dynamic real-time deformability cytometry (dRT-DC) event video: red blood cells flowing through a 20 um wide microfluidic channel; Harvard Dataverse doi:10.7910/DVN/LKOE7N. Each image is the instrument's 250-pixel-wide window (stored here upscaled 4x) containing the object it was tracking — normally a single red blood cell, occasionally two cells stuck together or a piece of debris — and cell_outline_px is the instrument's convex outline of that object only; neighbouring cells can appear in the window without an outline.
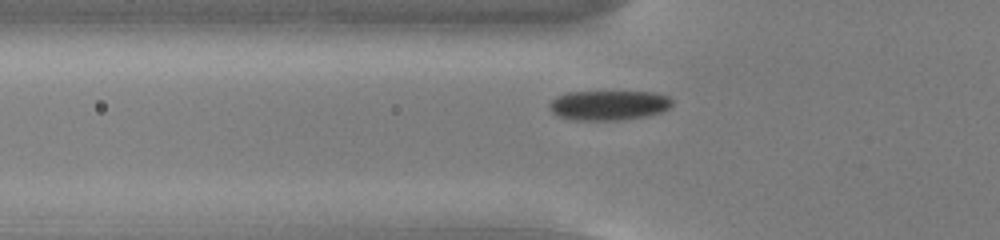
{"species": "common noctule bat (a hibernating species)", "species_latin": "Nyctalus noctula", "temperature_condition": "cold", "stored_images_in_passage": 49, "camera_frame_rate_fps": 3000, "um_per_image_px": 0.085, "animal": {"sex": "male", "body_mass_g": 13.0, "forearm_length_mm": 53.1}, "frame": {"image": 1, "passage_image": 13, "time_ms": 4.0, "image_size_px": [1000, 240], "cell_outline_px": [[672, 104], [668, 108], [660, 112], [648, 116], [624, 120], [572, 120], [560, 116], [552, 112], [548, 108], [548, 104], [556, 96], [568, 92], [652, 92], [668, 96], [672, 100]], "centroid_in_image_um": [51.72, 8.95], "position_along_channel_um": 74.1, "area_um2": 21.39}}
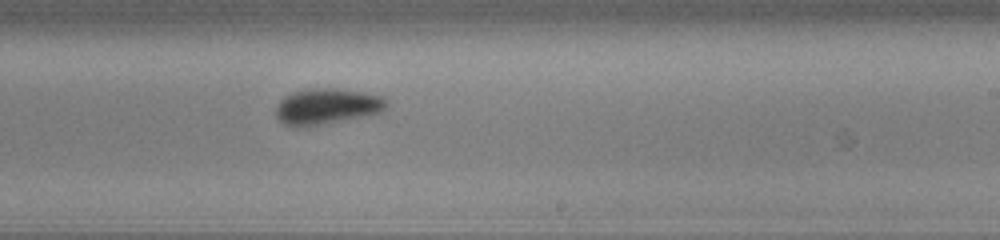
{"frame": {"image": 2, "passage_image": 28, "time_ms": 9.0, "image_size_px": [1000, 240], "cell_outline_px": [[388, 104], [380, 112], [304, 128], [296, 128], [284, 124], [276, 116], [276, 104], [284, 96], [292, 92], [308, 88], [336, 88], [360, 92], [380, 96], [388, 100]], "centroid_in_image_um": [27.71, 9.04], "position_along_channel_um": 261.3, "area_um2": 23.12}}
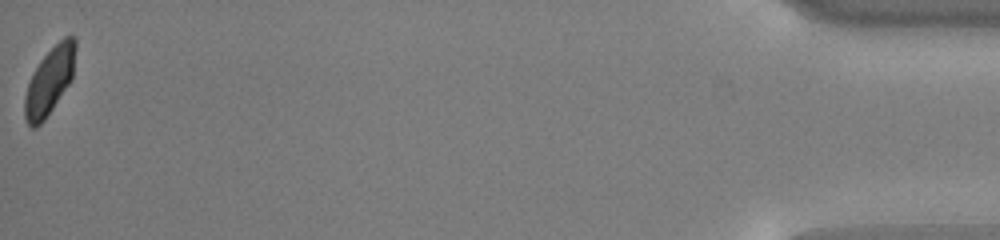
{"frame": {"image": 3, "passage_image": 49, "time_ms": 16.0, "image_size_px": [1000, 240], "cell_outline_px": [[76, 48], [72, 80], [44, 120], [36, 128], [32, 128], [24, 120], [24, 96], [32, 72], [40, 60], [64, 36], [76, 36]], "centroid_in_image_um": [4.2, 6.88], "position_along_channel_um": 431.0, "area_um2": 20.0}, "authors_computed_cell_mechanics": {"area_um2": 21.3282, "velocity_mm_per_s": 3.7547, "shape_relaxation_time_tau1_ms": 1.9519, "shape_relaxation_time_tau2_ms": null, "deformation_change_tau1": 0.0878, "deformation_change_tau2": null}}